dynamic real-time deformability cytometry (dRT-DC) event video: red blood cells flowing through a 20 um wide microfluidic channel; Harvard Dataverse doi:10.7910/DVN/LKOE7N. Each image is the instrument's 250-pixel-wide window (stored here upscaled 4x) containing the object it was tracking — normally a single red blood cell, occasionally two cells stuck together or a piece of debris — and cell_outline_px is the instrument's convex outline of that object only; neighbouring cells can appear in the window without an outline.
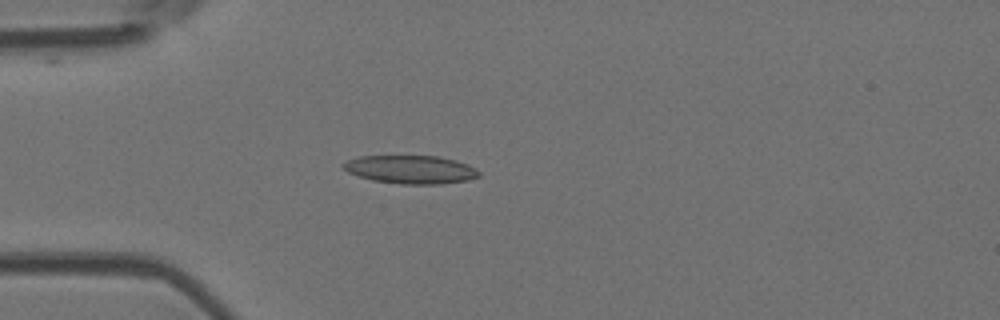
{"species": "Egyptian fruit bat (a non-hibernating species)", "species_latin": "Rousettus aegyptiacus", "temperature_condition": "room temperature", "stored_images_in_passage": 2, "camera_frame_rate_fps": 3000, "um_per_image_px": 0.085, "animal": {"sex": "female"}, "frame": {"image": 1, "passage_image": 1, "time_ms": 0.0, "image_size_px": [1000, 320], "cell_outline_px": [[480, 176], [468, 180], [440, 184], [400, 184], [372, 180], [348, 172], [340, 164], [348, 160], [360, 156], [440, 156], [456, 160], [468, 164], [480, 172]], "centroid_in_image_um": [34.93, 14.4], "position_along_channel_um": 50.1, "area_um2": 22.37}}